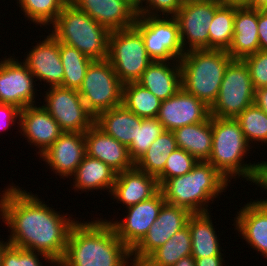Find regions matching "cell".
Masks as SVG:
<instances>
[{"mask_svg":"<svg viewBox=\"0 0 267 266\" xmlns=\"http://www.w3.org/2000/svg\"><path fill=\"white\" fill-rule=\"evenodd\" d=\"M48 205L36 193L12 182L0 192V220L8 228L10 245L44 253L58 264L77 219Z\"/></svg>","mask_w":267,"mask_h":266,"instance_id":"6da1fadb","label":"cell"},{"mask_svg":"<svg viewBox=\"0 0 267 266\" xmlns=\"http://www.w3.org/2000/svg\"><path fill=\"white\" fill-rule=\"evenodd\" d=\"M95 219H79L72 226L65 255L57 266H134L131 250L117 237L112 225Z\"/></svg>","mask_w":267,"mask_h":266,"instance_id":"7a4b0ae2","label":"cell"},{"mask_svg":"<svg viewBox=\"0 0 267 266\" xmlns=\"http://www.w3.org/2000/svg\"><path fill=\"white\" fill-rule=\"evenodd\" d=\"M227 186L233 185L208 161H198L185 175L167 179L160 190L166 203L183 207L191 213H202L212 209L208 207L216 198L222 197L219 195L227 192Z\"/></svg>","mask_w":267,"mask_h":266,"instance_id":"3957f363","label":"cell"},{"mask_svg":"<svg viewBox=\"0 0 267 266\" xmlns=\"http://www.w3.org/2000/svg\"><path fill=\"white\" fill-rule=\"evenodd\" d=\"M252 149L236 119L212 116V151L207 161L230 184L232 181L239 180L240 177V179L246 180L248 183L252 181L256 161L252 163L251 161L249 163H247L248 161L245 162L248 156L252 157V155H249V153L252 154Z\"/></svg>","mask_w":267,"mask_h":266,"instance_id":"277c9868","label":"cell"},{"mask_svg":"<svg viewBox=\"0 0 267 266\" xmlns=\"http://www.w3.org/2000/svg\"><path fill=\"white\" fill-rule=\"evenodd\" d=\"M233 58L225 50H190L180 58L182 88L211 107Z\"/></svg>","mask_w":267,"mask_h":266,"instance_id":"5b68a950","label":"cell"},{"mask_svg":"<svg viewBox=\"0 0 267 266\" xmlns=\"http://www.w3.org/2000/svg\"><path fill=\"white\" fill-rule=\"evenodd\" d=\"M48 31L61 43L75 47L92 60L108 58L111 31L68 2Z\"/></svg>","mask_w":267,"mask_h":266,"instance_id":"8992f818","label":"cell"},{"mask_svg":"<svg viewBox=\"0 0 267 266\" xmlns=\"http://www.w3.org/2000/svg\"><path fill=\"white\" fill-rule=\"evenodd\" d=\"M107 60L123 84L137 82L153 62L141 33L134 26L111 31Z\"/></svg>","mask_w":267,"mask_h":266,"instance_id":"52a82bcc","label":"cell"},{"mask_svg":"<svg viewBox=\"0 0 267 266\" xmlns=\"http://www.w3.org/2000/svg\"><path fill=\"white\" fill-rule=\"evenodd\" d=\"M123 85L107 59L93 60L78 93L87 110L96 117L103 111L122 105Z\"/></svg>","mask_w":267,"mask_h":266,"instance_id":"ba28073f","label":"cell"},{"mask_svg":"<svg viewBox=\"0 0 267 266\" xmlns=\"http://www.w3.org/2000/svg\"><path fill=\"white\" fill-rule=\"evenodd\" d=\"M254 96L248 65L243 59H233L225 70L218 96L210 107V115L235 119L254 104Z\"/></svg>","mask_w":267,"mask_h":266,"instance_id":"9c48e42d","label":"cell"},{"mask_svg":"<svg viewBox=\"0 0 267 266\" xmlns=\"http://www.w3.org/2000/svg\"><path fill=\"white\" fill-rule=\"evenodd\" d=\"M134 27L153 61H179L185 54L175 17L137 15Z\"/></svg>","mask_w":267,"mask_h":266,"instance_id":"30bf717a","label":"cell"},{"mask_svg":"<svg viewBox=\"0 0 267 266\" xmlns=\"http://www.w3.org/2000/svg\"><path fill=\"white\" fill-rule=\"evenodd\" d=\"M42 106L64 132L85 133L95 122L78 90L61 86L46 87ZM46 93V94H45Z\"/></svg>","mask_w":267,"mask_h":266,"instance_id":"8fae6325","label":"cell"},{"mask_svg":"<svg viewBox=\"0 0 267 266\" xmlns=\"http://www.w3.org/2000/svg\"><path fill=\"white\" fill-rule=\"evenodd\" d=\"M13 55L14 53L0 59V104H11L24 109L39 103L36 101L41 99L37 96L41 94L38 95L40 90L35 87V77L26 64Z\"/></svg>","mask_w":267,"mask_h":266,"instance_id":"7c38bea8","label":"cell"},{"mask_svg":"<svg viewBox=\"0 0 267 266\" xmlns=\"http://www.w3.org/2000/svg\"><path fill=\"white\" fill-rule=\"evenodd\" d=\"M221 5L219 0L182 4L174 17L179 25L184 52L209 49V25Z\"/></svg>","mask_w":267,"mask_h":266,"instance_id":"4fadbf2b","label":"cell"},{"mask_svg":"<svg viewBox=\"0 0 267 266\" xmlns=\"http://www.w3.org/2000/svg\"><path fill=\"white\" fill-rule=\"evenodd\" d=\"M165 199L161 190L151 198L126 208L123 219L115 216L100 219L109 222L115 230L117 237L132 250L147 234L149 227L156 221ZM109 219V220H108ZM119 221H118V220ZM114 220V221H113Z\"/></svg>","mask_w":267,"mask_h":266,"instance_id":"5bb4252c","label":"cell"},{"mask_svg":"<svg viewBox=\"0 0 267 266\" xmlns=\"http://www.w3.org/2000/svg\"><path fill=\"white\" fill-rule=\"evenodd\" d=\"M192 213L176 205L164 203L147 234L131 250L134 266H139L153 251L165 244L176 232L187 226Z\"/></svg>","mask_w":267,"mask_h":266,"instance_id":"9a60e30c","label":"cell"},{"mask_svg":"<svg viewBox=\"0 0 267 266\" xmlns=\"http://www.w3.org/2000/svg\"><path fill=\"white\" fill-rule=\"evenodd\" d=\"M48 35H40L36 45L25 52L23 62L36 81L44 82L47 87L61 86L64 77L63 64L60 58V42L48 31ZM41 37L44 39L41 40ZM27 53V54H26Z\"/></svg>","mask_w":267,"mask_h":266,"instance_id":"2e32d148","label":"cell"},{"mask_svg":"<svg viewBox=\"0 0 267 266\" xmlns=\"http://www.w3.org/2000/svg\"><path fill=\"white\" fill-rule=\"evenodd\" d=\"M210 107L182 87L173 96L161 101L157 119L167 131L206 121L210 117Z\"/></svg>","mask_w":267,"mask_h":266,"instance_id":"e0dca14e","label":"cell"},{"mask_svg":"<svg viewBox=\"0 0 267 266\" xmlns=\"http://www.w3.org/2000/svg\"><path fill=\"white\" fill-rule=\"evenodd\" d=\"M86 155L85 135L64 132L41 156L48 169L60 179L71 178Z\"/></svg>","mask_w":267,"mask_h":266,"instance_id":"ac0fdd59","label":"cell"},{"mask_svg":"<svg viewBox=\"0 0 267 266\" xmlns=\"http://www.w3.org/2000/svg\"><path fill=\"white\" fill-rule=\"evenodd\" d=\"M30 105L21 109L19 133L28 145L41 156L63 133L58 123L42 105ZM38 148V149H37Z\"/></svg>","mask_w":267,"mask_h":266,"instance_id":"d6986e66","label":"cell"},{"mask_svg":"<svg viewBox=\"0 0 267 266\" xmlns=\"http://www.w3.org/2000/svg\"><path fill=\"white\" fill-rule=\"evenodd\" d=\"M234 214V230L246 244L267 259V204L252 198Z\"/></svg>","mask_w":267,"mask_h":266,"instance_id":"ffe728a7","label":"cell"},{"mask_svg":"<svg viewBox=\"0 0 267 266\" xmlns=\"http://www.w3.org/2000/svg\"><path fill=\"white\" fill-rule=\"evenodd\" d=\"M69 2L110 31L133 27L137 17L136 10L126 0H69Z\"/></svg>","mask_w":267,"mask_h":266,"instance_id":"44dd1931","label":"cell"},{"mask_svg":"<svg viewBox=\"0 0 267 266\" xmlns=\"http://www.w3.org/2000/svg\"><path fill=\"white\" fill-rule=\"evenodd\" d=\"M160 190L155 176L147 174L136 168L117 173L111 200L122 204L124 208L138 204L154 196ZM115 199V200H114Z\"/></svg>","mask_w":267,"mask_h":266,"instance_id":"7402d4cb","label":"cell"},{"mask_svg":"<svg viewBox=\"0 0 267 266\" xmlns=\"http://www.w3.org/2000/svg\"><path fill=\"white\" fill-rule=\"evenodd\" d=\"M84 135L86 155L99 159L117 173L135 166L129 156L128 148L112 136L105 134L95 124Z\"/></svg>","mask_w":267,"mask_h":266,"instance_id":"603a6c76","label":"cell"},{"mask_svg":"<svg viewBox=\"0 0 267 266\" xmlns=\"http://www.w3.org/2000/svg\"><path fill=\"white\" fill-rule=\"evenodd\" d=\"M137 83L161 101L168 99L182 87L180 61H153Z\"/></svg>","mask_w":267,"mask_h":266,"instance_id":"cb8c5ba5","label":"cell"},{"mask_svg":"<svg viewBox=\"0 0 267 266\" xmlns=\"http://www.w3.org/2000/svg\"><path fill=\"white\" fill-rule=\"evenodd\" d=\"M257 23L258 10L235 7L234 34L227 50L233 59H244L260 50Z\"/></svg>","mask_w":267,"mask_h":266,"instance_id":"d4e9b609","label":"cell"},{"mask_svg":"<svg viewBox=\"0 0 267 266\" xmlns=\"http://www.w3.org/2000/svg\"><path fill=\"white\" fill-rule=\"evenodd\" d=\"M116 176L117 172L110 166L97 158L85 155L75 173L71 176L72 179L69 180H73L71 185L74 192L88 193L89 191L100 190L101 192L107 191V194L110 195Z\"/></svg>","mask_w":267,"mask_h":266,"instance_id":"484cf974","label":"cell"},{"mask_svg":"<svg viewBox=\"0 0 267 266\" xmlns=\"http://www.w3.org/2000/svg\"><path fill=\"white\" fill-rule=\"evenodd\" d=\"M141 120V117L120 105L98 114L94 124L105 134L112 136L128 148L133 140H136Z\"/></svg>","mask_w":267,"mask_h":266,"instance_id":"4316f807","label":"cell"},{"mask_svg":"<svg viewBox=\"0 0 267 266\" xmlns=\"http://www.w3.org/2000/svg\"><path fill=\"white\" fill-rule=\"evenodd\" d=\"M211 211L192 213L187 222L189 227L193 258H204L207 256H224L225 252L219 242L220 235L216 233L211 218ZM224 252V254L222 253Z\"/></svg>","mask_w":267,"mask_h":266,"instance_id":"83f0119b","label":"cell"},{"mask_svg":"<svg viewBox=\"0 0 267 266\" xmlns=\"http://www.w3.org/2000/svg\"><path fill=\"white\" fill-rule=\"evenodd\" d=\"M177 147L198 161H207L212 151V116L206 121L186 125L173 131Z\"/></svg>","mask_w":267,"mask_h":266,"instance_id":"f1b7e54d","label":"cell"},{"mask_svg":"<svg viewBox=\"0 0 267 266\" xmlns=\"http://www.w3.org/2000/svg\"><path fill=\"white\" fill-rule=\"evenodd\" d=\"M192 241L188 225L153 251L139 266H173L182 257L191 256Z\"/></svg>","mask_w":267,"mask_h":266,"instance_id":"f546056e","label":"cell"},{"mask_svg":"<svg viewBox=\"0 0 267 266\" xmlns=\"http://www.w3.org/2000/svg\"><path fill=\"white\" fill-rule=\"evenodd\" d=\"M177 148L173 131L165 130L135 163V167L157 177L164 170L169 155Z\"/></svg>","mask_w":267,"mask_h":266,"instance_id":"4dcf8cb0","label":"cell"},{"mask_svg":"<svg viewBox=\"0 0 267 266\" xmlns=\"http://www.w3.org/2000/svg\"><path fill=\"white\" fill-rule=\"evenodd\" d=\"M122 105L141 118H156L161 100L137 82L123 85Z\"/></svg>","mask_w":267,"mask_h":266,"instance_id":"1f68e13d","label":"cell"},{"mask_svg":"<svg viewBox=\"0 0 267 266\" xmlns=\"http://www.w3.org/2000/svg\"><path fill=\"white\" fill-rule=\"evenodd\" d=\"M17 7L19 6L24 18L30 23L40 26L42 29H48L57 16L62 11V8L69 0H16ZM45 28H43V27ZM48 26V27H47Z\"/></svg>","mask_w":267,"mask_h":266,"instance_id":"d6a6232c","label":"cell"},{"mask_svg":"<svg viewBox=\"0 0 267 266\" xmlns=\"http://www.w3.org/2000/svg\"><path fill=\"white\" fill-rule=\"evenodd\" d=\"M235 7L222 4L209 25V49L227 51L234 34Z\"/></svg>","mask_w":267,"mask_h":266,"instance_id":"836d02e7","label":"cell"},{"mask_svg":"<svg viewBox=\"0 0 267 266\" xmlns=\"http://www.w3.org/2000/svg\"><path fill=\"white\" fill-rule=\"evenodd\" d=\"M60 58L64 69L61 87L78 90L82 85L86 70L93 60L75 47L61 42Z\"/></svg>","mask_w":267,"mask_h":266,"instance_id":"e575fe53","label":"cell"},{"mask_svg":"<svg viewBox=\"0 0 267 266\" xmlns=\"http://www.w3.org/2000/svg\"><path fill=\"white\" fill-rule=\"evenodd\" d=\"M235 119L239 122L245 139L252 148L256 149L254 146L259 144L267 146V114L261 108L252 104Z\"/></svg>","mask_w":267,"mask_h":266,"instance_id":"d590c367","label":"cell"},{"mask_svg":"<svg viewBox=\"0 0 267 266\" xmlns=\"http://www.w3.org/2000/svg\"><path fill=\"white\" fill-rule=\"evenodd\" d=\"M165 131L157 118H142L138 127L136 140L128 147V152L134 164L144 155L151 144Z\"/></svg>","mask_w":267,"mask_h":266,"instance_id":"8d00e7d4","label":"cell"},{"mask_svg":"<svg viewBox=\"0 0 267 266\" xmlns=\"http://www.w3.org/2000/svg\"><path fill=\"white\" fill-rule=\"evenodd\" d=\"M44 262L46 263L45 265L42 264ZM46 265L57 266V264L44 253L14 247L10 244H8L4 248L1 257V266H46Z\"/></svg>","mask_w":267,"mask_h":266,"instance_id":"74e56055","label":"cell"},{"mask_svg":"<svg viewBox=\"0 0 267 266\" xmlns=\"http://www.w3.org/2000/svg\"><path fill=\"white\" fill-rule=\"evenodd\" d=\"M198 160L183 149L173 151L164 166V170L156 177L161 186L167 179L183 176L190 172Z\"/></svg>","mask_w":267,"mask_h":266,"instance_id":"f35d334b","label":"cell"},{"mask_svg":"<svg viewBox=\"0 0 267 266\" xmlns=\"http://www.w3.org/2000/svg\"><path fill=\"white\" fill-rule=\"evenodd\" d=\"M181 7L180 0H138L137 15L174 17Z\"/></svg>","mask_w":267,"mask_h":266,"instance_id":"ab89813d","label":"cell"},{"mask_svg":"<svg viewBox=\"0 0 267 266\" xmlns=\"http://www.w3.org/2000/svg\"><path fill=\"white\" fill-rule=\"evenodd\" d=\"M243 60L249 67L254 89L267 87V51L259 50Z\"/></svg>","mask_w":267,"mask_h":266,"instance_id":"60d3db41","label":"cell"},{"mask_svg":"<svg viewBox=\"0 0 267 266\" xmlns=\"http://www.w3.org/2000/svg\"><path fill=\"white\" fill-rule=\"evenodd\" d=\"M20 111L18 107L11 104H0V132L11 130L12 126L17 123L19 127ZM11 128V129H9Z\"/></svg>","mask_w":267,"mask_h":266,"instance_id":"b9f144b4","label":"cell"},{"mask_svg":"<svg viewBox=\"0 0 267 266\" xmlns=\"http://www.w3.org/2000/svg\"><path fill=\"white\" fill-rule=\"evenodd\" d=\"M251 183H249V185L256 186L255 190H257V187H258L264 192H267V161L256 162L255 173H254ZM264 198L265 199L263 198L261 199L260 197V198H256L255 200L258 202L267 204V198L266 197Z\"/></svg>","mask_w":267,"mask_h":266,"instance_id":"7bdbcfd3","label":"cell"},{"mask_svg":"<svg viewBox=\"0 0 267 266\" xmlns=\"http://www.w3.org/2000/svg\"><path fill=\"white\" fill-rule=\"evenodd\" d=\"M258 38L260 50L267 51V10H258Z\"/></svg>","mask_w":267,"mask_h":266,"instance_id":"ee69618b","label":"cell"},{"mask_svg":"<svg viewBox=\"0 0 267 266\" xmlns=\"http://www.w3.org/2000/svg\"><path fill=\"white\" fill-rule=\"evenodd\" d=\"M226 256H207L204 258H194L195 266H227L225 265ZM225 259V260H224Z\"/></svg>","mask_w":267,"mask_h":266,"instance_id":"f6af8a7d","label":"cell"},{"mask_svg":"<svg viewBox=\"0 0 267 266\" xmlns=\"http://www.w3.org/2000/svg\"><path fill=\"white\" fill-rule=\"evenodd\" d=\"M254 104L267 114V87L255 90Z\"/></svg>","mask_w":267,"mask_h":266,"instance_id":"bcb514c9","label":"cell"},{"mask_svg":"<svg viewBox=\"0 0 267 266\" xmlns=\"http://www.w3.org/2000/svg\"><path fill=\"white\" fill-rule=\"evenodd\" d=\"M222 4L234 6L237 8L248 7L251 0H219Z\"/></svg>","mask_w":267,"mask_h":266,"instance_id":"7dc6e473","label":"cell"},{"mask_svg":"<svg viewBox=\"0 0 267 266\" xmlns=\"http://www.w3.org/2000/svg\"><path fill=\"white\" fill-rule=\"evenodd\" d=\"M247 8L256 10H267V0H251V3Z\"/></svg>","mask_w":267,"mask_h":266,"instance_id":"c3c4849f","label":"cell"},{"mask_svg":"<svg viewBox=\"0 0 267 266\" xmlns=\"http://www.w3.org/2000/svg\"><path fill=\"white\" fill-rule=\"evenodd\" d=\"M173 266H195V260L192 256H185Z\"/></svg>","mask_w":267,"mask_h":266,"instance_id":"681fc988","label":"cell"},{"mask_svg":"<svg viewBox=\"0 0 267 266\" xmlns=\"http://www.w3.org/2000/svg\"><path fill=\"white\" fill-rule=\"evenodd\" d=\"M9 243L5 240H0V266H1V257H2V254H3V250L4 248L8 245Z\"/></svg>","mask_w":267,"mask_h":266,"instance_id":"f907efd6","label":"cell"},{"mask_svg":"<svg viewBox=\"0 0 267 266\" xmlns=\"http://www.w3.org/2000/svg\"><path fill=\"white\" fill-rule=\"evenodd\" d=\"M137 12V2L138 0H126Z\"/></svg>","mask_w":267,"mask_h":266,"instance_id":"816d5d0a","label":"cell"},{"mask_svg":"<svg viewBox=\"0 0 267 266\" xmlns=\"http://www.w3.org/2000/svg\"><path fill=\"white\" fill-rule=\"evenodd\" d=\"M197 1H206V0H180L182 4L189 3V2H197Z\"/></svg>","mask_w":267,"mask_h":266,"instance_id":"f5cc1de1","label":"cell"}]
</instances>
